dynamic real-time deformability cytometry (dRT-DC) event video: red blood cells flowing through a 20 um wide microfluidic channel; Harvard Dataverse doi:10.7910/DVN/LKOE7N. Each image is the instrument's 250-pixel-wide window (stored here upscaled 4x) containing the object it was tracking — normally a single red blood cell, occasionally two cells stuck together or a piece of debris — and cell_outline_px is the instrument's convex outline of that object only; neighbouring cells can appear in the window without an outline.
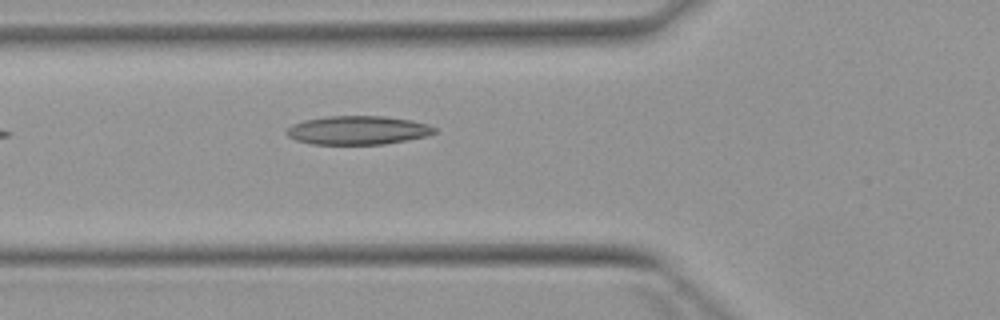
{"species": "Egyptian fruit bat (a non-hibernating species)", "species_latin": "Rousettus aegyptiacus", "temperature_condition": "warm", "stored_images_in_passage": 3, "camera_frame_rate_fps": 3000, "um_per_image_px": 0.085, "animal": {"sex": "female"}, "frame": {"image": 1, "passage_image": 3, "time_ms": 3.333, "image_size_px": [1000, 320], "cell_outline_px": [[436, 132], [428, 136], [408, 140], [384, 144], [312, 144], [296, 140], [288, 136], [284, 132], [292, 124], [304, 120], [328, 116], [384, 116], [412, 120], [428, 124], [436, 128]], "centroid_in_image_um": [30.43, 11.07], "position_along_channel_um": 95.4, "area_um2": 24.85}}